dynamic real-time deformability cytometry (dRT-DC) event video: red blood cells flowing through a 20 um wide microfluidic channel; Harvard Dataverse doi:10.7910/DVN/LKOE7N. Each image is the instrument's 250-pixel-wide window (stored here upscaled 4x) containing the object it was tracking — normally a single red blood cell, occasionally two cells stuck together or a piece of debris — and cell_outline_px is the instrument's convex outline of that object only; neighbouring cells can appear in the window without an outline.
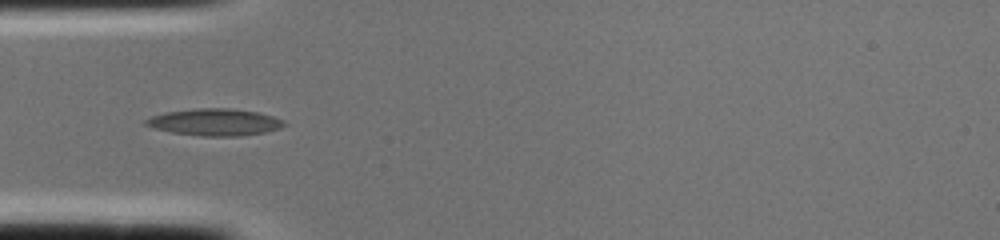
{"species": "common noctule bat (a hibernating species)", "species_latin": "Nyctalus noctula", "temperature_condition": "cold", "stored_images_in_passage": 1, "camera_frame_rate_fps": 3000, "um_per_image_px": 0.085, "animal": {"sex": "female", "body_mass_g": 22.0, "forearm_length_mm": 56.7}, "frame": {"image": 1, "passage_image": 1, "time_ms": 0.0, "image_size_px": [1000, 240], "cell_outline_px": [[288, 124], [280, 128], [264, 132], [240, 136], [200, 136], [172, 132], [152, 128], [144, 124], [144, 120], [152, 116], [164, 112], [192, 108], [228, 108], [256, 112], [272, 116], [284, 120]], "centroid_in_image_um": [18.23, 10.38], "position_along_channel_um": 66.8, "area_um2": 21.79}}